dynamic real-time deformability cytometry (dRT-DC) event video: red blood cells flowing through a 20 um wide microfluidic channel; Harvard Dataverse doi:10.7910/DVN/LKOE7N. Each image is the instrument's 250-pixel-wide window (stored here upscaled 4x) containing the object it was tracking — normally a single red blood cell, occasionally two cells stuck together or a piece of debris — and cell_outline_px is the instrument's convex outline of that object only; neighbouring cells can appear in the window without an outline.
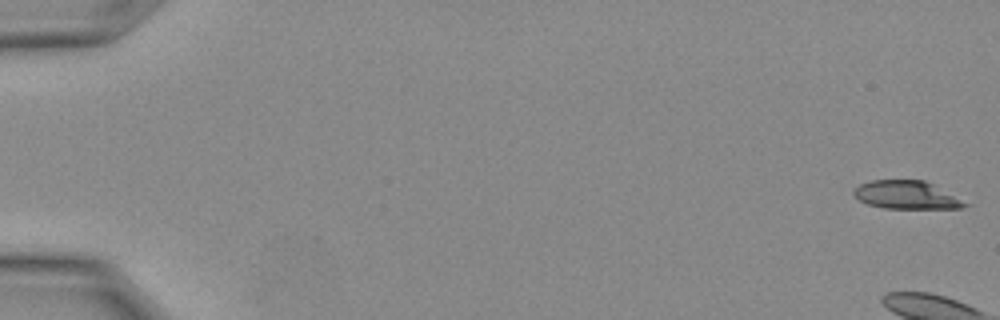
{"species": "Egyptian fruit bat (a non-hibernating species)", "species_latin": "Rousettus aegyptiacus", "temperature_condition": "warm", "stored_images_in_passage": 16, "camera_frame_rate_fps": 3000, "um_per_image_px": 0.085, "animal": {"sex": "female"}, "frame": {"image": 1, "passage_image": 1, "time_ms": 0.0, "image_size_px": [1000, 320], "cell_outline_px": [[964, 204], [956, 208], [892, 208], [872, 204], [856, 196], [856, 192], [864, 184], [876, 180], [920, 180], [928, 184]], "centroid_in_image_um": [76.98, 16.57], "position_along_channel_um": 8.0, "area_um2": 16.13}}
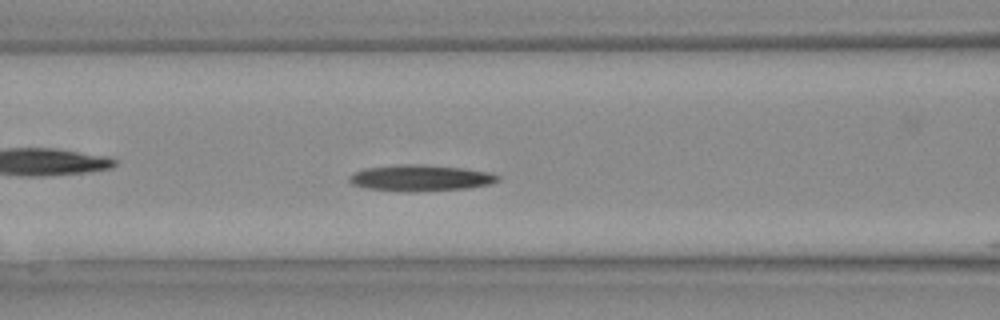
{"frame": {"image": 2, "passage_image": 14, "time_ms": 4.333, "image_size_px": [1000, 320], "cell_outline_px": [[496, 180], [480, 184], [452, 188], [380, 188], [360, 184], [352, 180], [352, 176], [360, 172], [376, 168], [448, 168], [476, 172], [496, 176]], "centroid_in_image_um": [35.75, 15.13], "position_along_channel_um": 130.8, "area_um2": 17.22}}